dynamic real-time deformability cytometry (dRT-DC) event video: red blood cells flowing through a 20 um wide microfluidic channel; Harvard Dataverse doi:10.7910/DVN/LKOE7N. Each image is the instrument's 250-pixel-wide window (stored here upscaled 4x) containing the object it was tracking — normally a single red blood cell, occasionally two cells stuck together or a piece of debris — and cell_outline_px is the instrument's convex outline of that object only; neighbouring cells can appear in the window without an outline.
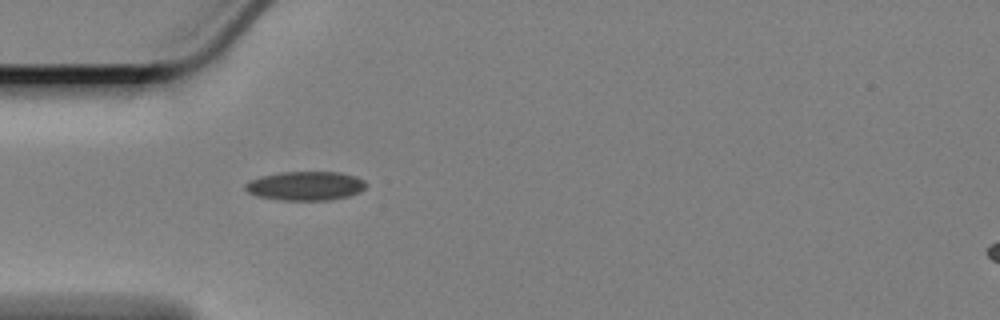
{"species": "Egyptian fruit bat (a non-hibernating species)", "species_latin": "Rousettus aegyptiacus", "temperature_condition": "cold", "stored_images_in_passage": 8, "camera_frame_rate_fps": 3000, "um_per_image_px": 0.085, "animal": {"sex": "female"}, "frame": {"image": 1, "passage_image": 1, "time_ms": 0.0, "image_size_px": [1000, 320], "cell_outline_px": [[368, 184], [360, 192], [348, 196], [328, 200], [284, 200], [260, 196], [248, 192], [244, 188], [244, 184], [260, 176], [280, 172], [340, 172], [356, 176], [364, 180]], "centroid_in_image_um": [26.0, 15.79], "position_along_channel_um": 59.0, "area_um2": 20.35}}
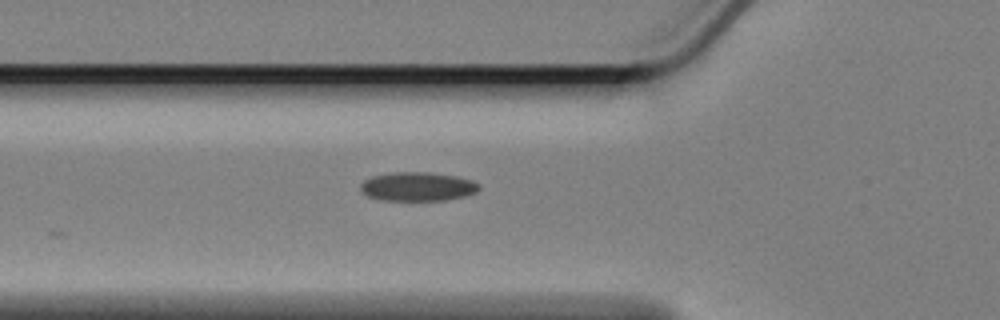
{"frame": {"image": 2, "passage_image": 4, "time_ms": 1.0, "image_size_px": [1000, 320], "cell_outline_px": [[480, 188], [476, 192], [464, 196], [444, 200], [380, 200], [368, 196], [360, 188], [360, 184], [364, 180], [372, 176], [392, 172], [432, 172], [456, 176], [472, 180], [480, 184]], "centroid_in_image_um": [35.51, 15.85], "position_along_channel_um": 90.3, "area_um2": 20.0}}
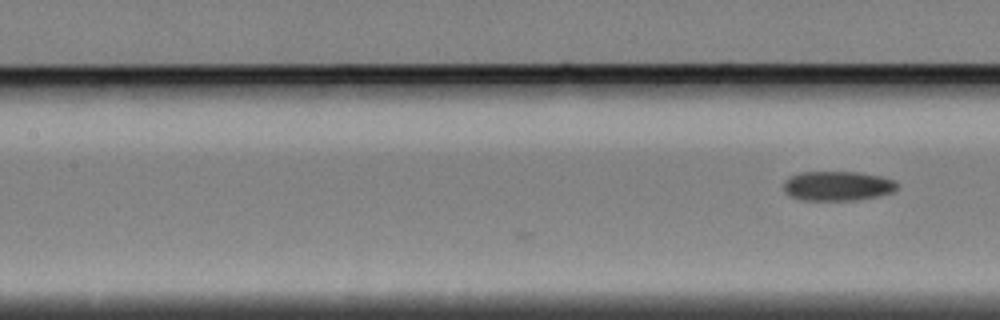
{"frame": {"image": 3, "passage_image": 8, "time_ms": 2.333, "image_size_px": [1000, 320], "cell_outline_px": [[896, 188], [892, 192], [876, 196], [856, 200], [804, 200], [792, 196], [784, 192], [784, 180], [788, 176], [800, 172], [856, 172], [880, 176], [892, 180], [896, 184]], "centroid_in_image_um": [71.12, 15.8], "position_along_channel_um": 136.3, "area_um2": 19.36}}